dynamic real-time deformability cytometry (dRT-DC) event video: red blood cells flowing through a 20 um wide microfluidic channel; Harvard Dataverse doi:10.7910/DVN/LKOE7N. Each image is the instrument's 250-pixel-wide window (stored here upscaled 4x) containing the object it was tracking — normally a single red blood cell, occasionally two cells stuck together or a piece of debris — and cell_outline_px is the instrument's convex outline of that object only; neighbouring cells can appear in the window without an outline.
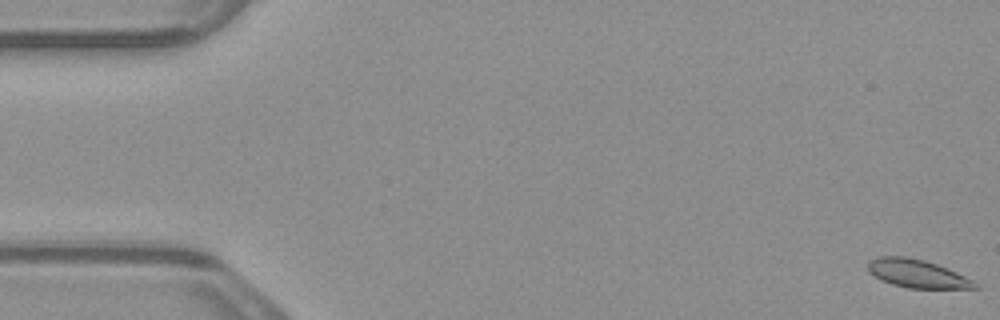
{"species": "common noctule bat (a hibernating species)", "species_latin": "Nyctalus noctula", "temperature_condition": "warm", "stored_images_in_passage": 55, "camera_frame_rate_fps": 3000, "um_per_image_px": 0.085, "animal": {"sex": "male", "body_mass_g": 23.1, "forearm_length_mm": 52.7}, "frame": {"image": 1, "passage_image": 1, "time_ms": 0.0, "image_size_px": [1000, 320], "cell_outline_px": [[980, 288], [908, 288], [892, 284], [880, 280], [868, 272], [868, 260], [880, 256], [904, 256], [924, 260], [936, 264], [956, 272], [980, 284]], "centroid_in_image_um": [77.93, 23.26], "position_along_channel_um": 7.1, "area_um2": 17.57}}
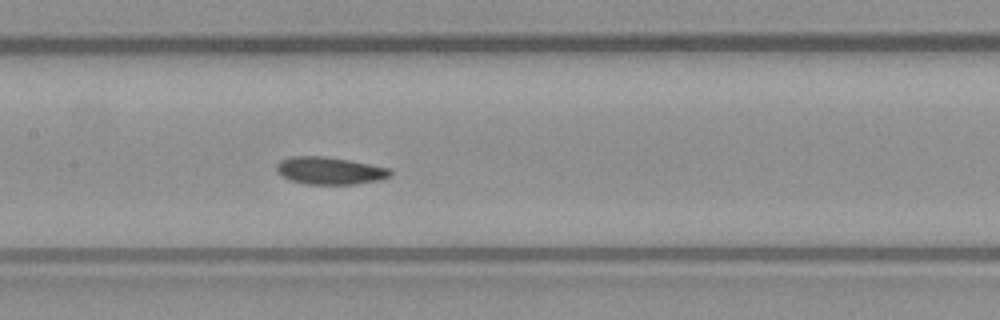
{"frame": {"image": 2, "passage_image": 26, "time_ms": 8.333, "image_size_px": [1000, 320], "cell_outline_px": [[392, 176], [380, 180], [356, 184], [304, 184], [292, 180], [276, 172], [276, 164], [280, 160], [292, 156], [324, 156], [348, 160], [392, 168]], "centroid_in_image_um": [28.06, 14.51], "position_along_channel_um": 179.3, "area_um2": 18.26}}
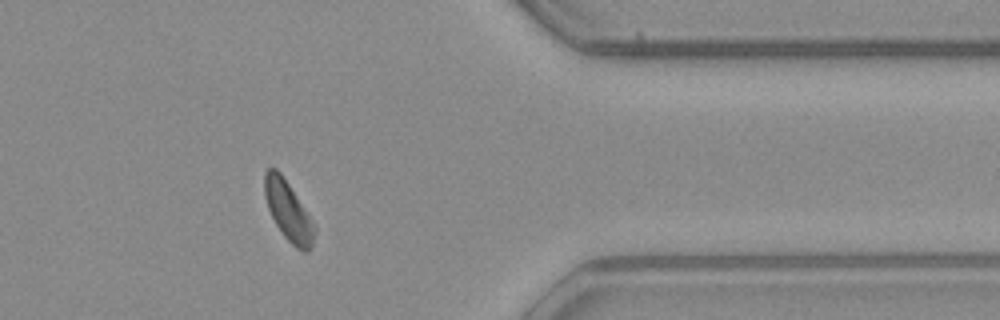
{"frame": {"image": 3, "passage_image": 44, "time_ms": 14.333, "image_size_px": [1000, 320], "cell_outline_px": [[316, 232], [312, 248], [308, 252], [304, 252], [296, 248], [280, 232], [268, 208], [264, 196], [264, 172], [268, 168], [276, 168], [280, 172], [316, 224]], "centroid_in_image_um": [24.53, 17.97], "position_along_channel_um": 386.9, "area_um2": 17.51}, "authors_computed_cell_mechanics": {"area_um2": 18.0336, "velocity_mm_per_s": 3.8157, "shape_relaxation_time_tau1_ms": 2.4805, "shape_relaxation_time_tau2_ms": 2.2576, "deformation_change_tau1": 0.0778, "deformation_change_tau2": 0.0719}}